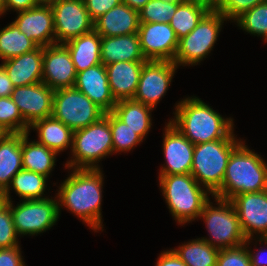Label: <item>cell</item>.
I'll return each instance as SVG.
<instances>
[{"instance_id":"obj_1","label":"cell","mask_w":267,"mask_h":266,"mask_svg":"<svg viewBox=\"0 0 267 266\" xmlns=\"http://www.w3.org/2000/svg\"><path fill=\"white\" fill-rule=\"evenodd\" d=\"M56 193L59 215L68 209L94 232L103 231L102 198L104 174L101 169H74Z\"/></svg>"},{"instance_id":"obj_2","label":"cell","mask_w":267,"mask_h":266,"mask_svg":"<svg viewBox=\"0 0 267 266\" xmlns=\"http://www.w3.org/2000/svg\"><path fill=\"white\" fill-rule=\"evenodd\" d=\"M201 98L188 96L175 105L174 118L169 122L192 144L220 139H237L231 117H223Z\"/></svg>"},{"instance_id":"obj_3","label":"cell","mask_w":267,"mask_h":266,"mask_svg":"<svg viewBox=\"0 0 267 266\" xmlns=\"http://www.w3.org/2000/svg\"><path fill=\"white\" fill-rule=\"evenodd\" d=\"M267 190V163L242 141L231 153L221 188L213 195L231 200L239 194Z\"/></svg>"},{"instance_id":"obj_4","label":"cell","mask_w":267,"mask_h":266,"mask_svg":"<svg viewBox=\"0 0 267 266\" xmlns=\"http://www.w3.org/2000/svg\"><path fill=\"white\" fill-rule=\"evenodd\" d=\"M158 181L169 212L178 225L199 219L211 194L191 174L159 175Z\"/></svg>"},{"instance_id":"obj_5","label":"cell","mask_w":267,"mask_h":266,"mask_svg":"<svg viewBox=\"0 0 267 266\" xmlns=\"http://www.w3.org/2000/svg\"><path fill=\"white\" fill-rule=\"evenodd\" d=\"M70 151L72 156L65 169H101L98 163L113 154L109 112L98 122L74 131Z\"/></svg>"},{"instance_id":"obj_6","label":"cell","mask_w":267,"mask_h":266,"mask_svg":"<svg viewBox=\"0 0 267 266\" xmlns=\"http://www.w3.org/2000/svg\"><path fill=\"white\" fill-rule=\"evenodd\" d=\"M242 139H220L194 146L191 175L213 196L220 188L232 151Z\"/></svg>"},{"instance_id":"obj_7","label":"cell","mask_w":267,"mask_h":266,"mask_svg":"<svg viewBox=\"0 0 267 266\" xmlns=\"http://www.w3.org/2000/svg\"><path fill=\"white\" fill-rule=\"evenodd\" d=\"M213 197L216 203L213 205L209 199L199 215L209 233V237H201V239L218 249L233 248L244 244L246 237L232 201Z\"/></svg>"},{"instance_id":"obj_8","label":"cell","mask_w":267,"mask_h":266,"mask_svg":"<svg viewBox=\"0 0 267 266\" xmlns=\"http://www.w3.org/2000/svg\"><path fill=\"white\" fill-rule=\"evenodd\" d=\"M224 21L219 12H208L198 25L186 36L178 40L174 63L179 66L200 64L213 50Z\"/></svg>"},{"instance_id":"obj_9","label":"cell","mask_w":267,"mask_h":266,"mask_svg":"<svg viewBox=\"0 0 267 266\" xmlns=\"http://www.w3.org/2000/svg\"><path fill=\"white\" fill-rule=\"evenodd\" d=\"M105 112L75 87L54 92L52 116L76 131L98 122Z\"/></svg>"},{"instance_id":"obj_10","label":"cell","mask_w":267,"mask_h":266,"mask_svg":"<svg viewBox=\"0 0 267 266\" xmlns=\"http://www.w3.org/2000/svg\"><path fill=\"white\" fill-rule=\"evenodd\" d=\"M10 201L13 223L19 237L37 236L50 230L59 219L58 200L55 197L22 200L16 206Z\"/></svg>"},{"instance_id":"obj_11","label":"cell","mask_w":267,"mask_h":266,"mask_svg":"<svg viewBox=\"0 0 267 266\" xmlns=\"http://www.w3.org/2000/svg\"><path fill=\"white\" fill-rule=\"evenodd\" d=\"M50 6L54 15L56 44H65L94 30V21L83 0H54Z\"/></svg>"},{"instance_id":"obj_12","label":"cell","mask_w":267,"mask_h":266,"mask_svg":"<svg viewBox=\"0 0 267 266\" xmlns=\"http://www.w3.org/2000/svg\"><path fill=\"white\" fill-rule=\"evenodd\" d=\"M178 68L173 61H145L133 100L156 108L169 90Z\"/></svg>"},{"instance_id":"obj_13","label":"cell","mask_w":267,"mask_h":266,"mask_svg":"<svg viewBox=\"0 0 267 266\" xmlns=\"http://www.w3.org/2000/svg\"><path fill=\"white\" fill-rule=\"evenodd\" d=\"M231 201L246 239L267 237V190L239 194Z\"/></svg>"},{"instance_id":"obj_14","label":"cell","mask_w":267,"mask_h":266,"mask_svg":"<svg viewBox=\"0 0 267 266\" xmlns=\"http://www.w3.org/2000/svg\"><path fill=\"white\" fill-rule=\"evenodd\" d=\"M137 34L146 60L174 61L179 39L169 23H140Z\"/></svg>"},{"instance_id":"obj_15","label":"cell","mask_w":267,"mask_h":266,"mask_svg":"<svg viewBox=\"0 0 267 266\" xmlns=\"http://www.w3.org/2000/svg\"><path fill=\"white\" fill-rule=\"evenodd\" d=\"M54 92L55 90L40 82L14 87L10 97L30 127L36 121L52 116Z\"/></svg>"},{"instance_id":"obj_16","label":"cell","mask_w":267,"mask_h":266,"mask_svg":"<svg viewBox=\"0 0 267 266\" xmlns=\"http://www.w3.org/2000/svg\"><path fill=\"white\" fill-rule=\"evenodd\" d=\"M163 132V155L165 163L159 175L191 174L194 144H192L169 121Z\"/></svg>"},{"instance_id":"obj_17","label":"cell","mask_w":267,"mask_h":266,"mask_svg":"<svg viewBox=\"0 0 267 266\" xmlns=\"http://www.w3.org/2000/svg\"><path fill=\"white\" fill-rule=\"evenodd\" d=\"M16 14L12 22L38 47L56 44L54 15L50 4H38Z\"/></svg>"},{"instance_id":"obj_18","label":"cell","mask_w":267,"mask_h":266,"mask_svg":"<svg viewBox=\"0 0 267 266\" xmlns=\"http://www.w3.org/2000/svg\"><path fill=\"white\" fill-rule=\"evenodd\" d=\"M76 75L70 53L63 44L43 47V83L53 90L74 87Z\"/></svg>"},{"instance_id":"obj_19","label":"cell","mask_w":267,"mask_h":266,"mask_svg":"<svg viewBox=\"0 0 267 266\" xmlns=\"http://www.w3.org/2000/svg\"><path fill=\"white\" fill-rule=\"evenodd\" d=\"M74 87L105 113L112 112L115 107L116 101L112 96L107 71L102 63L77 73Z\"/></svg>"},{"instance_id":"obj_20","label":"cell","mask_w":267,"mask_h":266,"mask_svg":"<svg viewBox=\"0 0 267 266\" xmlns=\"http://www.w3.org/2000/svg\"><path fill=\"white\" fill-rule=\"evenodd\" d=\"M145 61H121L105 66L108 83L115 101L133 99Z\"/></svg>"},{"instance_id":"obj_21","label":"cell","mask_w":267,"mask_h":266,"mask_svg":"<svg viewBox=\"0 0 267 266\" xmlns=\"http://www.w3.org/2000/svg\"><path fill=\"white\" fill-rule=\"evenodd\" d=\"M14 87L32 85L42 82L43 73V47L2 61Z\"/></svg>"},{"instance_id":"obj_22","label":"cell","mask_w":267,"mask_h":266,"mask_svg":"<svg viewBox=\"0 0 267 266\" xmlns=\"http://www.w3.org/2000/svg\"><path fill=\"white\" fill-rule=\"evenodd\" d=\"M139 26V12L122 2L94 22V30L101 37L135 34Z\"/></svg>"},{"instance_id":"obj_23","label":"cell","mask_w":267,"mask_h":266,"mask_svg":"<svg viewBox=\"0 0 267 266\" xmlns=\"http://www.w3.org/2000/svg\"><path fill=\"white\" fill-rule=\"evenodd\" d=\"M101 62L104 66L121 61H147L138 34L101 37Z\"/></svg>"},{"instance_id":"obj_24","label":"cell","mask_w":267,"mask_h":266,"mask_svg":"<svg viewBox=\"0 0 267 266\" xmlns=\"http://www.w3.org/2000/svg\"><path fill=\"white\" fill-rule=\"evenodd\" d=\"M69 51L76 73L101 64V36L92 30L63 44Z\"/></svg>"},{"instance_id":"obj_25","label":"cell","mask_w":267,"mask_h":266,"mask_svg":"<svg viewBox=\"0 0 267 266\" xmlns=\"http://www.w3.org/2000/svg\"><path fill=\"white\" fill-rule=\"evenodd\" d=\"M30 130L37 131L39 144L50 148L58 155L72 148L74 131L53 116L36 121L30 126L29 132Z\"/></svg>"},{"instance_id":"obj_26","label":"cell","mask_w":267,"mask_h":266,"mask_svg":"<svg viewBox=\"0 0 267 266\" xmlns=\"http://www.w3.org/2000/svg\"><path fill=\"white\" fill-rule=\"evenodd\" d=\"M30 133H22V168L49 178L56 166V152L29 140Z\"/></svg>"},{"instance_id":"obj_27","label":"cell","mask_w":267,"mask_h":266,"mask_svg":"<svg viewBox=\"0 0 267 266\" xmlns=\"http://www.w3.org/2000/svg\"><path fill=\"white\" fill-rule=\"evenodd\" d=\"M22 133H10L0 142V191L22 170Z\"/></svg>"},{"instance_id":"obj_28","label":"cell","mask_w":267,"mask_h":266,"mask_svg":"<svg viewBox=\"0 0 267 266\" xmlns=\"http://www.w3.org/2000/svg\"><path fill=\"white\" fill-rule=\"evenodd\" d=\"M153 110L143 103L129 99L117 101L112 113L145 140L152 128Z\"/></svg>"},{"instance_id":"obj_29","label":"cell","mask_w":267,"mask_h":266,"mask_svg":"<svg viewBox=\"0 0 267 266\" xmlns=\"http://www.w3.org/2000/svg\"><path fill=\"white\" fill-rule=\"evenodd\" d=\"M48 179L49 178L44 175L22 169L13 176L10 185L3 192L4 201H12L10 197V190L12 189L15 194L21 198V201L49 197L43 196L46 195L44 192L47 188L46 183Z\"/></svg>"},{"instance_id":"obj_30","label":"cell","mask_w":267,"mask_h":266,"mask_svg":"<svg viewBox=\"0 0 267 266\" xmlns=\"http://www.w3.org/2000/svg\"><path fill=\"white\" fill-rule=\"evenodd\" d=\"M187 266H216L220 249L196 238L172 249Z\"/></svg>"},{"instance_id":"obj_31","label":"cell","mask_w":267,"mask_h":266,"mask_svg":"<svg viewBox=\"0 0 267 266\" xmlns=\"http://www.w3.org/2000/svg\"><path fill=\"white\" fill-rule=\"evenodd\" d=\"M37 48L38 46L28 39L13 22L0 29V58L2 61L29 53Z\"/></svg>"},{"instance_id":"obj_32","label":"cell","mask_w":267,"mask_h":266,"mask_svg":"<svg viewBox=\"0 0 267 266\" xmlns=\"http://www.w3.org/2000/svg\"><path fill=\"white\" fill-rule=\"evenodd\" d=\"M209 11L193 2L183 0L172 16L170 26L178 39L188 35Z\"/></svg>"},{"instance_id":"obj_33","label":"cell","mask_w":267,"mask_h":266,"mask_svg":"<svg viewBox=\"0 0 267 266\" xmlns=\"http://www.w3.org/2000/svg\"><path fill=\"white\" fill-rule=\"evenodd\" d=\"M234 22L239 29L250 35L262 37L267 42V1L257 4L250 10L242 13Z\"/></svg>"},{"instance_id":"obj_34","label":"cell","mask_w":267,"mask_h":266,"mask_svg":"<svg viewBox=\"0 0 267 266\" xmlns=\"http://www.w3.org/2000/svg\"><path fill=\"white\" fill-rule=\"evenodd\" d=\"M109 124L113 141V153H127L140 145L143 139L130 129L127 124L109 112Z\"/></svg>"},{"instance_id":"obj_35","label":"cell","mask_w":267,"mask_h":266,"mask_svg":"<svg viewBox=\"0 0 267 266\" xmlns=\"http://www.w3.org/2000/svg\"><path fill=\"white\" fill-rule=\"evenodd\" d=\"M183 0H149L139 11L140 23H170Z\"/></svg>"},{"instance_id":"obj_36","label":"cell","mask_w":267,"mask_h":266,"mask_svg":"<svg viewBox=\"0 0 267 266\" xmlns=\"http://www.w3.org/2000/svg\"><path fill=\"white\" fill-rule=\"evenodd\" d=\"M0 125L10 133H29V126L11 97H0Z\"/></svg>"},{"instance_id":"obj_37","label":"cell","mask_w":267,"mask_h":266,"mask_svg":"<svg viewBox=\"0 0 267 266\" xmlns=\"http://www.w3.org/2000/svg\"><path fill=\"white\" fill-rule=\"evenodd\" d=\"M13 223L10 209V201H4L0 205V248L15 247L20 244Z\"/></svg>"},{"instance_id":"obj_38","label":"cell","mask_w":267,"mask_h":266,"mask_svg":"<svg viewBox=\"0 0 267 266\" xmlns=\"http://www.w3.org/2000/svg\"><path fill=\"white\" fill-rule=\"evenodd\" d=\"M216 266H251L246 244L220 249Z\"/></svg>"},{"instance_id":"obj_39","label":"cell","mask_w":267,"mask_h":266,"mask_svg":"<svg viewBox=\"0 0 267 266\" xmlns=\"http://www.w3.org/2000/svg\"><path fill=\"white\" fill-rule=\"evenodd\" d=\"M265 1L267 0H222L217 12L232 22L245 11Z\"/></svg>"},{"instance_id":"obj_40","label":"cell","mask_w":267,"mask_h":266,"mask_svg":"<svg viewBox=\"0 0 267 266\" xmlns=\"http://www.w3.org/2000/svg\"><path fill=\"white\" fill-rule=\"evenodd\" d=\"M85 7L95 22L102 15L107 13L110 9L119 5L121 0H83Z\"/></svg>"},{"instance_id":"obj_41","label":"cell","mask_w":267,"mask_h":266,"mask_svg":"<svg viewBox=\"0 0 267 266\" xmlns=\"http://www.w3.org/2000/svg\"><path fill=\"white\" fill-rule=\"evenodd\" d=\"M20 245L0 248V266H26Z\"/></svg>"},{"instance_id":"obj_42","label":"cell","mask_w":267,"mask_h":266,"mask_svg":"<svg viewBox=\"0 0 267 266\" xmlns=\"http://www.w3.org/2000/svg\"><path fill=\"white\" fill-rule=\"evenodd\" d=\"M252 238H248L245 241V244L248 248V253L250 256L251 266H267V237L265 238H257L256 241H259L260 248L256 252H254L249 246L252 242ZM264 243V244H263ZM265 245V249H263V246ZM266 250V251H265Z\"/></svg>"},{"instance_id":"obj_43","label":"cell","mask_w":267,"mask_h":266,"mask_svg":"<svg viewBox=\"0 0 267 266\" xmlns=\"http://www.w3.org/2000/svg\"><path fill=\"white\" fill-rule=\"evenodd\" d=\"M155 264V266H187L172 248L162 251Z\"/></svg>"},{"instance_id":"obj_44","label":"cell","mask_w":267,"mask_h":266,"mask_svg":"<svg viewBox=\"0 0 267 266\" xmlns=\"http://www.w3.org/2000/svg\"><path fill=\"white\" fill-rule=\"evenodd\" d=\"M36 5H38V3L35 0H6L5 14L10 12V10H13V12L28 10Z\"/></svg>"},{"instance_id":"obj_45","label":"cell","mask_w":267,"mask_h":266,"mask_svg":"<svg viewBox=\"0 0 267 266\" xmlns=\"http://www.w3.org/2000/svg\"><path fill=\"white\" fill-rule=\"evenodd\" d=\"M13 90L14 85L4 67L0 64V97H10Z\"/></svg>"},{"instance_id":"obj_46","label":"cell","mask_w":267,"mask_h":266,"mask_svg":"<svg viewBox=\"0 0 267 266\" xmlns=\"http://www.w3.org/2000/svg\"><path fill=\"white\" fill-rule=\"evenodd\" d=\"M194 4L205 7L209 12H217L222 0H187Z\"/></svg>"},{"instance_id":"obj_47","label":"cell","mask_w":267,"mask_h":266,"mask_svg":"<svg viewBox=\"0 0 267 266\" xmlns=\"http://www.w3.org/2000/svg\"><path fill=\"white\" fill-rule=\"evenodd\" d=\"M121 1L122 3L128 5L130 8H133L134 10L139 12L149 0H121Z\"/></svg>"},{"instance_id":"obj_48","label":"cell","mask_w":267,"mask_h":266,"mask_svg":"<svg viewBox=\"0 0 267 266\" xmlns=\"http://www.w3.org/2000/svg\"><path fill=\"white\" fill-rule=\"evenodd\" d=\"M9 134L10 132L0 125V142Z\"/></svg>"},{"instance_id":"obj_49","label":"cell","mask_w":267,"mask_h":266,"mask_svg":"<svg viewBox=\"0 0 267 266\" xmlns=\"http://www.w3.org/2000/svg\"><path fill=\"white\" fill-rule=\"evenodd\" d=\"M6 0H0V16L5 14Z\"/></svg>"},{"instance_id":"obj_50","label":"cell","mask_w":267,"mask_h":266,"mask_svg":"<svg viewBox=\"0 0 267 266\" xmlns=\"http://www.w3.org/2000/svg\"><path fill=\"white\" fill-rule=\"evenodd\" d=\"M38 4H51L52 0H35Z\"/></svg>"},{"instance_id":"obj_51","label":"cell","mask_w":267,"mask_h":266,"mask_svg":"<svg viewBox=\"0 0 267 266\" xmlns=\"http://www.w3.org/2000/svg\"><path fill=\"white\" fill-rule=\"evenodd\" d=\"M4 202L3 193L0 191V205Z\"/></svg>"}]
</instances>
